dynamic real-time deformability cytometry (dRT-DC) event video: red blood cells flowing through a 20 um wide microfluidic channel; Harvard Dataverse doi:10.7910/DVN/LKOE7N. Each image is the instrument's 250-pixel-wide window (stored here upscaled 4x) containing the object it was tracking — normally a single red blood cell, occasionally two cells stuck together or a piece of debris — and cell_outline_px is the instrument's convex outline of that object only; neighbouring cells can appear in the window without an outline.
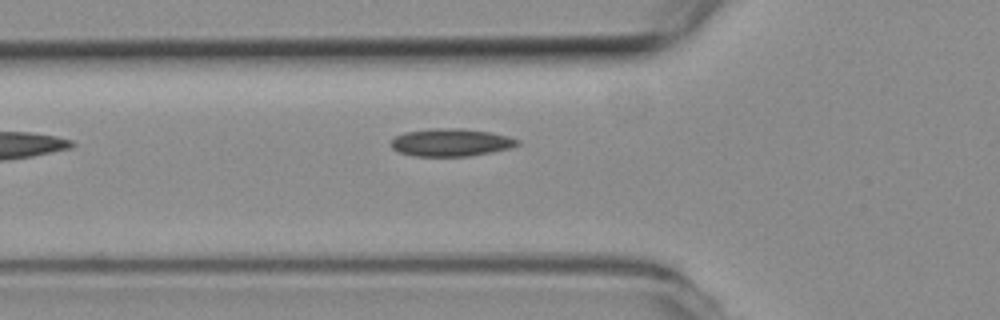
{"species": "common noctule bat (a hibernating species)", "species_latin": "Nyctalus noctula", "temperature_condition": "room temperature", "stored_images_in_passage": 2, "camera_frame_rate_fps": 3000, "um_per_image_px": 0.085, "animal": {"sex": "female", "body_mass_g": 19.3, "forearm_length_mm": 54.1}, "frame": {"image": 1, "passage_image": 2, "time_ms": 0.333, "image_size_px": [1000, 320], "cell_outline_px": [[520, 144], [508, 148], [492, 152], [468, 156], [412, 156], [400, 152], [392, 148], [392, 140], [396, 136], [404, 132], [432, 128], [460, 128], [492, 132], [508, 136], [520, 140]], "centroid_in_image_um": [38.34, 12.1], "position_along_channel_um": 87.5, "area_um2": 20.4}}